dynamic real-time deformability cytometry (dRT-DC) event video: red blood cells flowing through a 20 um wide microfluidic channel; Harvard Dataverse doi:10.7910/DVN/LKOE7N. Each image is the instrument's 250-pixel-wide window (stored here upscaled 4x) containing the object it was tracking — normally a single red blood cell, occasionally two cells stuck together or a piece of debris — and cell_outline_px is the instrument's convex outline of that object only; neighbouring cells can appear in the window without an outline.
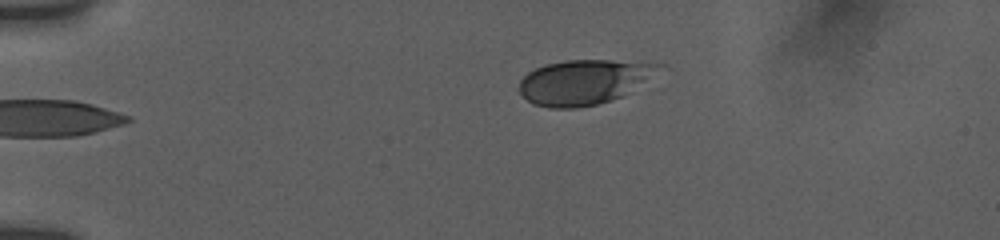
{"species": "human", "species_latin": "Homo sapiens", "temperature_condition": "room temperature", "stored_images_in_passage": 77, "camera_frame_rate_fps": 3000, "um_per_image_px": 0.085, "donor": {"sex": "female"}, "frame": {"image": 1, "passage_image": 1, "time_ms": 0.0, "image_size_px": [1000, 240], "cell_outline_px": [[668, 64], [620, 96], [596, 104], [576, 108], [548, 108], [532, 104], [520, 92], [520, 80], [528, 72], [536, 68], [548, 64], [564, 60], [608, 60]], "centroid_in_image_um": [49.57, 6.96], "position_along_channel_um": 35.4, "area_um2": 35.72}}
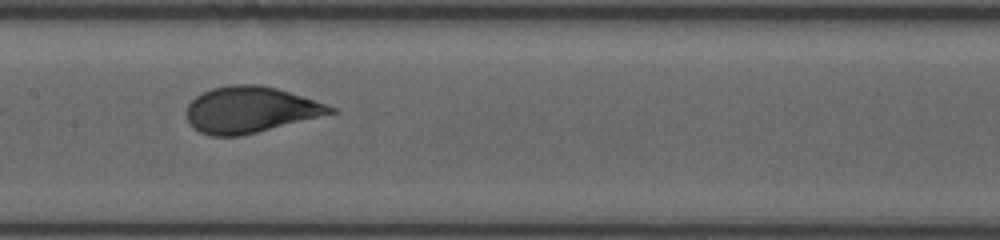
{"frame": {"image": 2, "passage_image": 33, "time_ms": 5.667, "image_size_px": [1000, 240], "cell_outline_px": [[340, 112], [240, 136], [212, 136], [200, 132], [188, 120], [188, 104], [196, 96], [212, 88], [228, 84], [260, 84], [276, 88], [328, 104], [336, 108]], "centroid_in_image_um": [21.33, 9.32], "position_along_channel_um": 186.1, "area_um2": 38.55}}
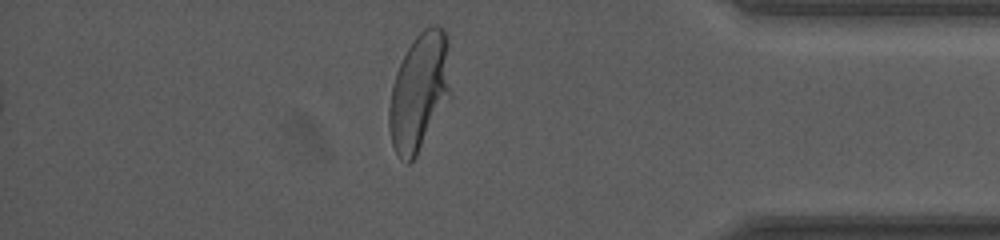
{"frame": {"image": 3, "passage_image": 67, "time_ms": 12.0, "image_size_px": [1000, 240], "cell_outline_px": [[452, 96], [416, 156], [408, 164], [400, 160], [392, 144], [388, 128], [388, 108], [392, 84], [396, 72], [408, 48], [416, 36], [424, 28], [432, 24], [436, 24], [444, 28], [448, 32], [452, 92]], "centroid_in_image_um": [35.68, 7.78], "position_along_channel_um": 399.5, "area_um2": 43.23}, "authors_computed_cell_mechanics": {"area_um2": 38.7838, "velocity_mm_per_s": 3.7624, "shape_relaxation_time_tau1_ms": 3.0726, "shape_relaxation_time_tau2_ms": null, "deformation_change_tau1": 0.1423, "deformation_change_tau2": null}}